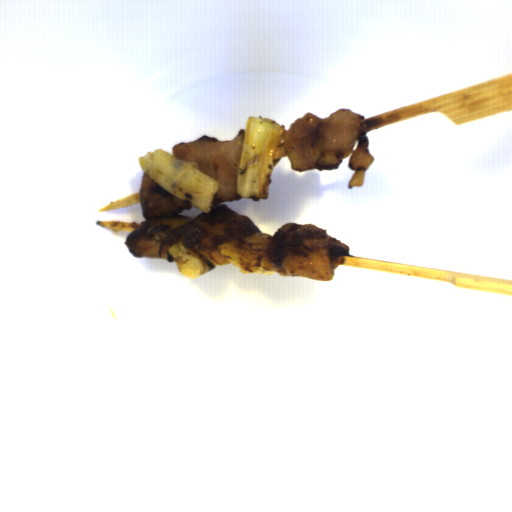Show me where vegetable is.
Wrapping results in <instances>:
<instances>
[{"label": "vegetable", "mask_w": 512, "mask_h": 512, "mask_svg": "<svg viewBox=\"0 0 512 512\" xmlns=\"http://www.w3.org/2000/svg\"><path fill=\"white\" fill-rule=\"evenodd\" d=\"M285 134V124L248 116L236 181V194L242 199H269L273 169L282 159L273 157Z\"/></svg>", "instance_id": "1"}, {"label": "vegetable", "mask_w": 512, "mask_h": 512, "mask_svg": "<svg viewBox=\"0 0 512 512\" xmlns=\"http://www.w3.org/2000/svg\"><path fill=\"white\" fill-rule=\"evenodd\" d=\"M274 236L267 233L253 235L243 244H220L216 246L221 254L243 274H273L267 256L268 246Z\"/></svg>", "instance_id": "3"}, {"label": "vegetable", "mask_w": 512, "mask_h": 512, "mask_svg": "<svg viewBox=\"0 0 512 512\" xmlns=\"http://www.w3.org/2000/svg\"><path fill=\"white\" fill-rule=\"evenodd\" d=\"M138 161L141 170L166 190L206 214L211 212L220 184L197 163L174 158L160 147Z\"/></svg>", "instance_id": "2"}, {"label": "vegetable", "mask_w": 512, "mask_h": 512, "mask_svg": "<svg viewBox=\"0 0 512 512\" xmlns=\"http://www.w3.org/2000/svg\"><path fill=\"white\" fill-rule=\"evenodd\" d=\"M168 251L178 271L188 279H195L211 272L204 261L181 239L172 244Z\"/></svg>", "instance_id": "4"}]
</instances>
